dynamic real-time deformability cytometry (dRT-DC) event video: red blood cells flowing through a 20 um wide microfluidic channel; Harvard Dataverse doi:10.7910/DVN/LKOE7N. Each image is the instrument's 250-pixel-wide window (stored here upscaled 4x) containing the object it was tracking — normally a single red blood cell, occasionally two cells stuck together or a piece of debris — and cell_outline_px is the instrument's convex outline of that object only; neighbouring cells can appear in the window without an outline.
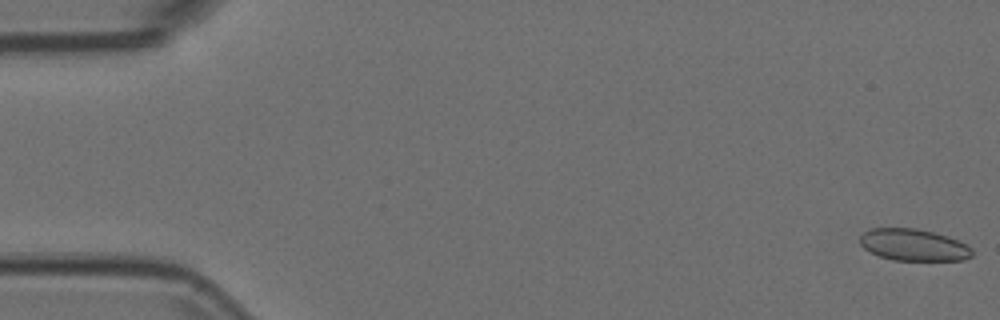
{"species": "Egyptian fruit bat (a non-hibernating species)", "species_latin": "Rousettus aegyptiacus", "temperature_condition": "room temperature", "stored_images_in_passage": 55, "camera_frame_rate_fps": 3000, "um_per_image_px": 0.085, "animal": {"sex": "female"}, "frame": {"image": 1, "passage_image": 1, "time_ms": 0.0, "image_size_px": [1000, 320], "cell_outline_px": [[972, 256], [964, 260], [892, 260], [880, 256], [864, 248], [860, 244], [860, 236], [864, 232], [872, 228], [916, 228], [948, 236], [972, 248]], "centroid_in_image_um": [77.64, 20.82], "position_along_channel_um": 7.4, "area_um2": 20.63}}
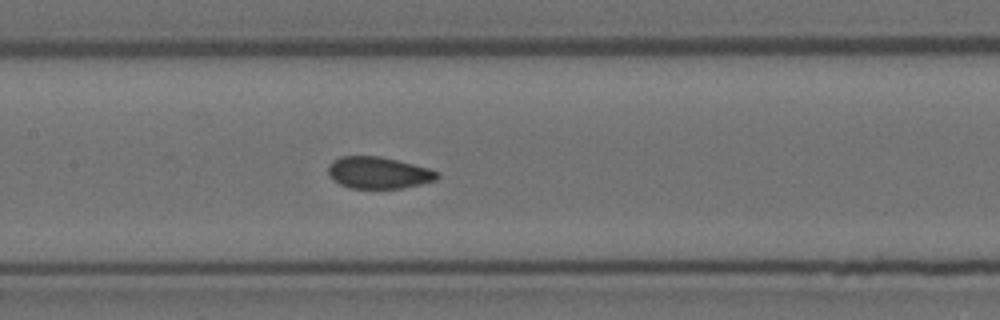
{"frame": {"image": 2, "passage_image": 26, "time_ms": 8.333, "image_size_px": [1000, 320], "cell_outline_px": [[440, 176], [436, 180], [420, 184], [400, 188], [348, 188], [332, 180], [328, 172], [328, 164], [332, 160], [340, 156], [380, 156], [428, 168], [440, 172]], "centroid_in_image_um": [32.14, 14.68], "position_along_channel_um": 175.3, "area_um2": 20.23}}
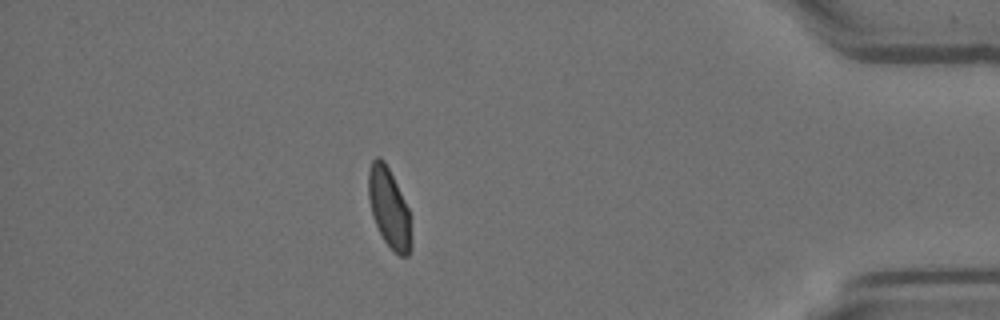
{"frame": {"image": 3, "passage_image": 48, "time_ms": 15.667, "image_size_px": [1000, 320], "cell_outline_px": [[412, 244], [408, 256], [400, 256], [384, 240], [372, 216], [368, 196], [368, 172], [372, 160], [376, 156], [380, 156], [384, 160], [408, 208], [412, 240]], "centroid_in_image_um": [33.06, 17.67], "position_along_channel_um": 402.1, "area_um2": 19.59}}